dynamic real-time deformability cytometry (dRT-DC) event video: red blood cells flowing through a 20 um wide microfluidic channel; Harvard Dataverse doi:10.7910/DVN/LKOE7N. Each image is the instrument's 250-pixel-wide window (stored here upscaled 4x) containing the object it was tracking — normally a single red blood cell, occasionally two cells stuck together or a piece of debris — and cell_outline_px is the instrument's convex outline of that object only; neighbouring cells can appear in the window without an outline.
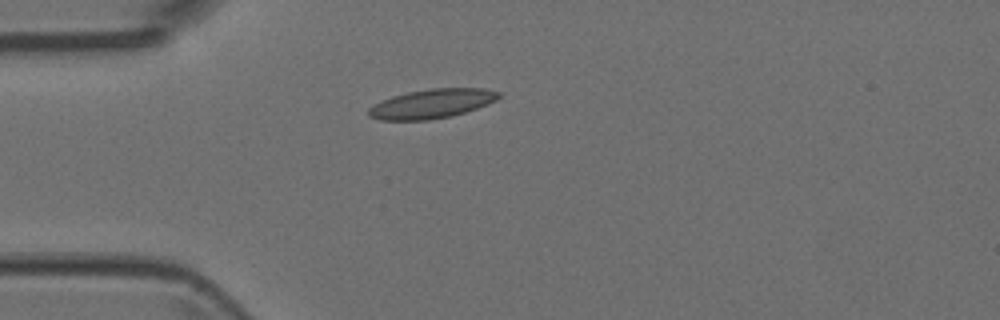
{"species": "Egyptian fruit bat (a non-hibernating species)", "species_latin": "Rousettus aegyptiacus", "temperature_condition": "room temperature", "stored_images_in_passage": 4, "camera_frame_rate_fps": 3000, "um_per_image_px": 0.085, "animal": {"sex": "female"}, "frame": {"image": 1, "passage_image": 3, "time_ms": 0.667, "image_size_px": [1000, 320], "cell_outline_px": [[500, 96], [496, 100], [476, 108], [452, 116], [428, 120], [380, 120], [368, 116], [368, 108], [392, 96], [408, 92], [432, 88], [484, 88], [500, 92]], "centroid_in_image_um": [36.7, 8.81], "position_along_channel_um": 48.3, "area_um2": 21.96}}